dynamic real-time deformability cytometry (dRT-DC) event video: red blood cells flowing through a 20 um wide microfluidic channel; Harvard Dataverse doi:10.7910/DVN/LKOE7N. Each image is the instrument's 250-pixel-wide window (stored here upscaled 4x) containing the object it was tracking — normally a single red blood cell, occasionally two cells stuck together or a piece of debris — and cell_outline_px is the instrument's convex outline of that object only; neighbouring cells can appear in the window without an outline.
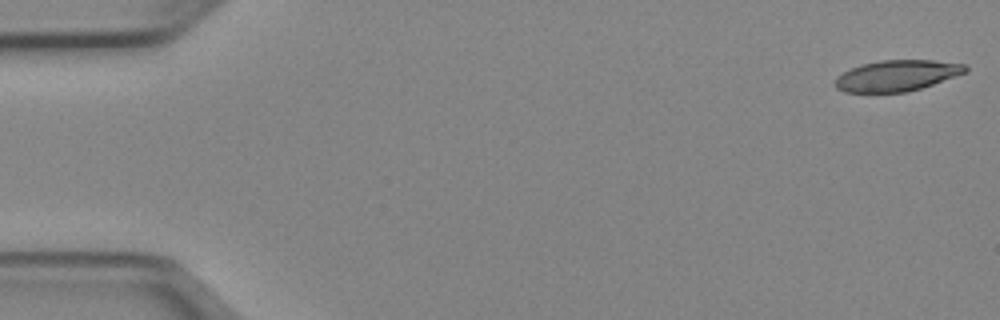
{"species": "Egyptian fruit bat (a non-hibernating species)", "species_latin": "Rousettus aegyptiacus", "temperature_condition": "cold", "stored_images_in_passage": 51, "camera_frame_rate_fps": 3000, "um_per_image_px": 0.085, "animal": {"sex": "female"}, "frame": {"image": 1, "passage_image": 1, "time_ms": 0.0, "image_size_px": [1000, 320], "cell_outline_px": [[968, 72], [920, 88], [904, 92], [844, 92], [836, 88], [836, 76], [860, 64], [880, 60], [932, 60], [964, 64], [968, 68]], "centroid_in_image_um": [76.24, 6.42], "position_along_channel_um": 8.8, "area_um2": 23.35}}
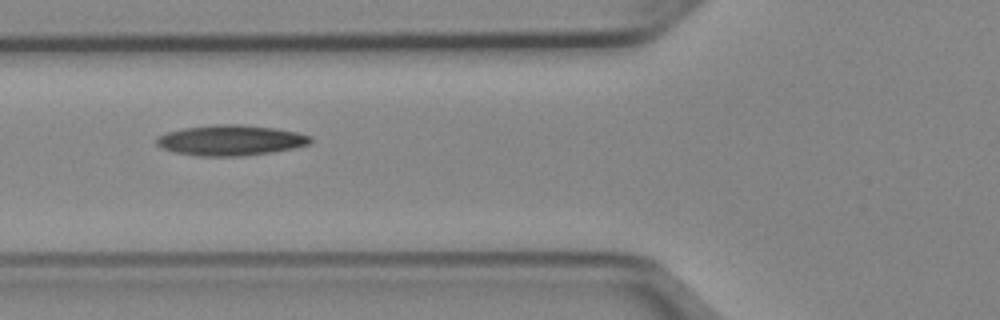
{"frame": {"image": 2, "passage_image": 19, "time_ms": 6.0, "image_size_px": [1000, 320], "cell_outline_px": [[312, 144], [272, 152], [244, 156], [200, 156], [176, 152], [160, 148], [156, 144], [156, 136], [168, 132], [184, 128], [216, 124], [240, 124], [276, 128], [296, 132], [312, 136]], "centroid_in_image_um": [19.61, 11.92], "position_along_channel_um": 106.2, "area_um2": 27.46}}
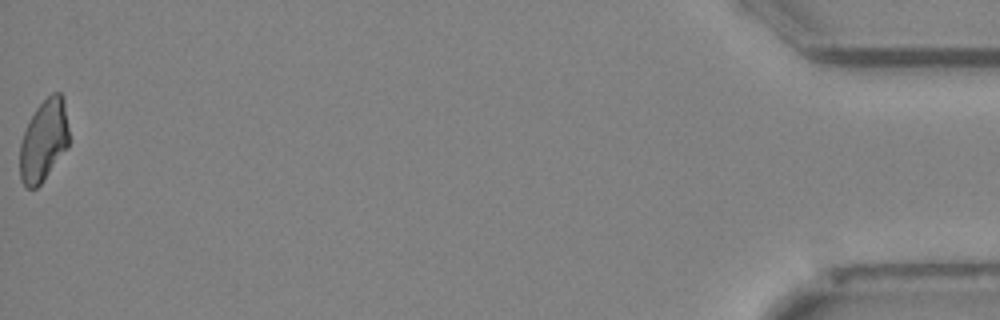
{"frame": {"image": 3, "passage_image": 51, "time_ms": 16.667, "image_size_px": [1000, 320], "cell_outline_px": [[68, 148], [40, 184], [36, 188], [28, 188], [20, 180], [20, 144], [24, 132], [36, 108], [52, 92], [60, 92], [64, 96], [68, 128]], "centroid_in_image_um": [3.73, 11.93], "position_along_channel_um": 431.5, "area_um2": 23.24}, "authors_computed_cell_mechanics": {"area_um2": 25.2586, "velocity_mm_per_s": 3.9685, "shape_relaxation_time_tau1_ms": 9.4458, "shape_relaxation_time_tau2_ms": 11.1638, "deformation_change_tau1": 0.2259, "deformation_change_tau2": 0.2431}}